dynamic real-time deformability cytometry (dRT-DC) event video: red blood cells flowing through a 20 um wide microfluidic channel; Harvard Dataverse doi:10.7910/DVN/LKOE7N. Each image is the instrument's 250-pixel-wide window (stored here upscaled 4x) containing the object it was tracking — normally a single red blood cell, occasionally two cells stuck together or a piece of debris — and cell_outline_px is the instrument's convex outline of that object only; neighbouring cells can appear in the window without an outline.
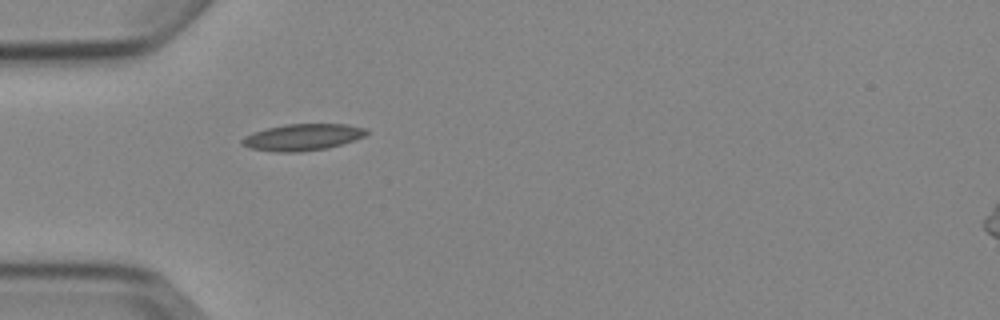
{"species": "Egyptian fruit bat (a non-hibernating species)", "species_latin": "Rousettus aegyptiacus", "temperature_condition": "cold", "stored_images_in_passage": 1, "camera_frame_rate_fps": 3000, "um_per_image_px": 0.085, "animal": {"sex": "female"}, "frame": {"image": 1, "passage_image": 1, "time_ms": 0.0, "image_size_px": [1000, 320], "cell_outline_px": [[368, 132], [364, 136], [340, 144], [324, 148], [300, 152], [280, 152], [248, 148], [240, 144], [240, 140], [244, 136], [252, 132], [284, 124], [348, 124], [368, 128]], "centroid_in_image_um": [25.67, 11.65], "position_along_channel_um": 59.3, "area_um2": 19.25}}